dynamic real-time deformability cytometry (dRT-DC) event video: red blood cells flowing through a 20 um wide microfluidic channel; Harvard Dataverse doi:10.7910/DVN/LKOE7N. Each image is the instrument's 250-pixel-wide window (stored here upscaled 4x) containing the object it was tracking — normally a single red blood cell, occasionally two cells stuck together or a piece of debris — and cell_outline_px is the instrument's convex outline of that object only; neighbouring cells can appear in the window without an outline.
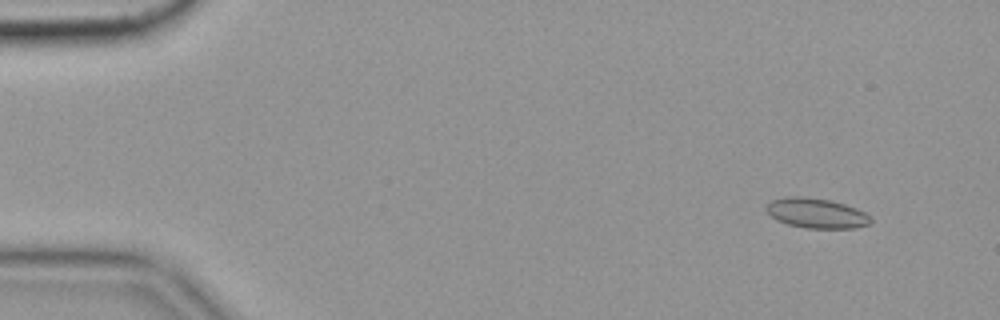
{"species": "common noctule bat (a hibernating species)", "species_latin": "Nyctalus noctula", "temperature_condition": "cold", "stored_images_in_passage": 57, "camera_frame_rate_fps": 3000, "um_per_image_px": 0.085, "animal": {"sex": "female", "body_mass_g": 19.9}, "frame": {"image": 1, "passage_image": 5, "time_ms": 1.333, "image_size_px": [1000, 320], "cell_outline_px": [[872, 224], [856, 228], [804, 228], [788, 224], [776, 220], [764, 208], [772, 200], [784, 196], [804, 196], [832, 200], [856, 208], [872, 216]], "centroid_in_image_um": [69.42, 18.11], "position_along_channel_um": 15.6, "area_um2": 18.5}}
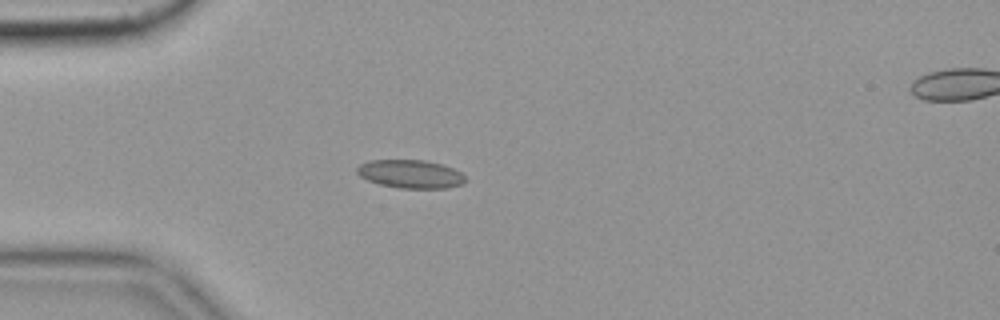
{"frame": {"image": 2, "passage_image": 16, "time_ms": 5.0, "image_size_px": [1000, 320], "cell_outline_px": [[468, 180], [464, 184], [448, 188], [400, 188], [380, 184], [368, 180], [360, 176], [356, 172], [356, 168], [360, 164], [372, 160], [424, 160], [444, 164], [460, 172]], "centroid_in_image_um": [34.93, 14.79], "position_along_channel_um": 50.1, "area_um2": 17.98}, "authors_computed_cell_mechanics": {"area_um2": 17.1666, "velocity_mm_per_s": 3.54, "shape_relaxation_time_tau1_ms": null, "shape_relaxation_time_tau2_ms": 1.6662, "deformation_change_tau1": null, "deformation_change_tau2": 0.0728}}